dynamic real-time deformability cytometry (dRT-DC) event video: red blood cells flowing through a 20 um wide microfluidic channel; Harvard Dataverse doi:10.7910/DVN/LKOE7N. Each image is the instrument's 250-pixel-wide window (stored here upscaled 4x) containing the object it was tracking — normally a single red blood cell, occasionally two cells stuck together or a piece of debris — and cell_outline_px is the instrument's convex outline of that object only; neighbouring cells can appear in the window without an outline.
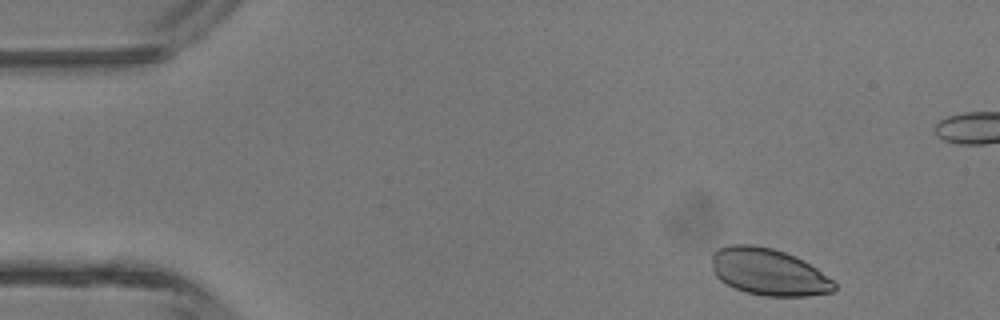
{"species": "common noctule bat (a hibernating species)", "species_latin": "Nyctalus noctula", "temperature_condition": "room temperature", "stored_images_in_passage": 4, "camera_frame_rate_fps": 3000, "um_per_image_px": 0.085, "animal": {"sex": "male", "body_mass_g": 13.3}, "frame": {"image": 1, "passage_image": 1, "time_ms": 0.0, "image_size_px": [1000, 320], "cell_outline_px": [[836, 288], [832, 292], [808, 296], [764, 296], [744, 292], [720, 280], [716, 276], [712, 268], [712, 252], [716, 248], [732, 244], [752, 244], [772, 248], [784, 252], [804, 260], [816, 268], [832, 280], [836, 284]], "centroid_in_image_um": [65.31, 23.11], "position_along_channel_um": 19.7, "area_um2": 33.58}}